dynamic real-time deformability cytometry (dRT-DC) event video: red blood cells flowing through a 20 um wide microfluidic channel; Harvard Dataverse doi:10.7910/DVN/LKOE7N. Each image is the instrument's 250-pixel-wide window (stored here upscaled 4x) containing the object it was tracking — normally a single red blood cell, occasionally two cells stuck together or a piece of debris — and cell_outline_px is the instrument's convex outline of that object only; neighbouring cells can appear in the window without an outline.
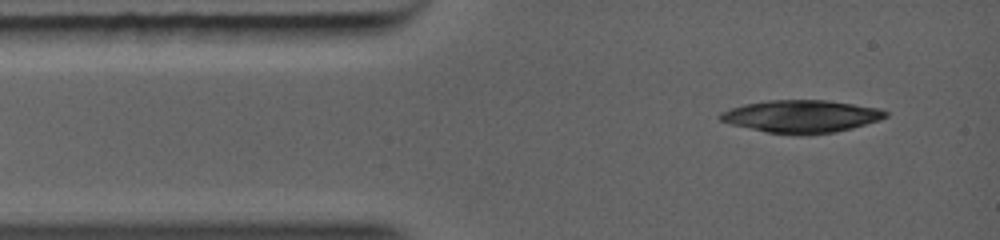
{"species": "common noctule bat (a hibernating species)", "species_latin": "Nyctalus noctula", "temperature_condition": "warm", "stored_images_in_passage": 1, "camera_frame_rate_fps": 5000, "um_per_image_px": 0.085, "animal": {"sex": "female", "body_mass_g": 19.0, "forearm_length_mm": 56.7}, "frame": {"image": 1, "passage_image": 1, "time_ms": 0.0, "image_size_px": [1000, 240], "cell_outline_px": [[888, 116], [880, 120], [852, 128], [836, 132], [808, 136], [796, 136], [768, 132], [732, 124], [720, 120], [716, 116], [720, 112], [744, 104], [768, 100], [828, 100], [880, 108], [888, 112]], "centroid_in_image_um": [68.14, 9.9], "position_along_channel_um": 16.9, "area_um2": 31.73}}